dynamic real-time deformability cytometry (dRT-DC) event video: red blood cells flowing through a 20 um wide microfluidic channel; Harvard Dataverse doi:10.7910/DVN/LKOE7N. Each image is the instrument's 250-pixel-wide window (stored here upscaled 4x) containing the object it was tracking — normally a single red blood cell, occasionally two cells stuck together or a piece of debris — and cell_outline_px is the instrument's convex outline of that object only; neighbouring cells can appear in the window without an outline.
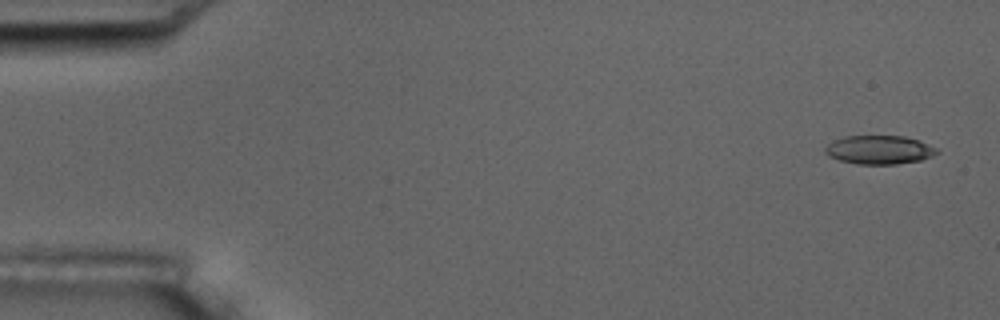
{"species": "common noctule bat (a hibernating species)", "species_latin": "Nyctalus noctula", "temperature_condition": "room temperature", "stored_images_in_passage": 4, "camera_frame_rate_fps": 3000, "um_per_image_px": 0.085, "animal": {"sex": "male", "body_mass_g": 17.5, "forearm_length_mm": 52.3}, "frame": {"image": 1, "passage_image": 1, "time_ms": 0.0, "image_size_px": [1000, 320], "cell_outline_px": [[940, 152], [932, 156], [920, 160], [896, 164], [856, 164], [840, 160], [828, 156], [824, 152], [824, 148], [832, 140], [844, 136], [904, 136], [916, 140], [936, 148]], "centroid_in_image_um": [74.68, 12.73], "position_along_channel_um": 10.3, "area_um2": 18.61}}
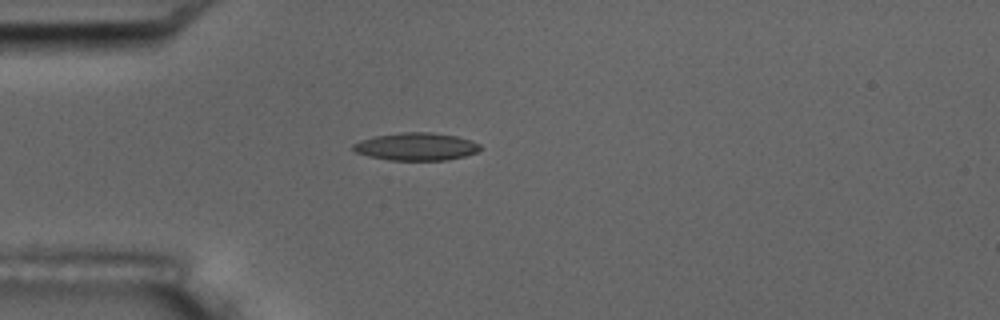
{"frame": {"image": 2, "passage_image": 4, "time_ms": 4.333, "image_size_px": [1000, 320], "cell_outline_px": [[480, 148], [476, 152], [464, 156], [448, 160], [388, 160], [368, 156], [356, 152], [352, 148], [352, 144], [360, 140], [376, 136], [400, 132], [432, 132], [456, 136], [472, 140], [480, 144]], "centroid_in_image_um": [35.37, 12.46], "position_along_channel_um": 49.6, "area_um2": 20.52}}